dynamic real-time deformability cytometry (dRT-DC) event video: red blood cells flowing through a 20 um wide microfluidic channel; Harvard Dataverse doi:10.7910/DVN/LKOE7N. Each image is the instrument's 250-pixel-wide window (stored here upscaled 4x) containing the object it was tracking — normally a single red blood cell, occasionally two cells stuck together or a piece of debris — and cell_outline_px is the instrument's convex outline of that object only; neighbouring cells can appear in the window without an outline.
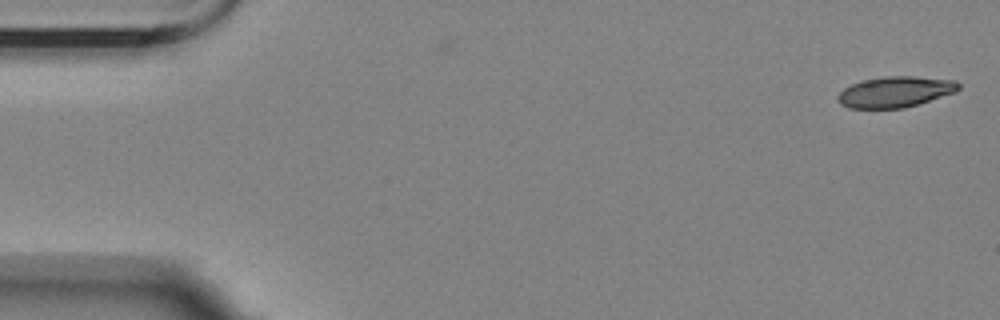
{"species": "Egyptian fruit bat (a non-hibernating species)", "species_latin": "Rousettus aegyptiacus", "temperature_condition": "room temperature", "stored_images_in_passage": 2, "camera_frame_rate_fps": 3000, "um_per_image_px": 0.085, "animal": {"sex": "female"}, "frame": {"image": 1, "passage_image": 1, "time_ms": 0.0, "image_size_px": [1000, 320], "cell_outline_px": [[960, 88], [956, 92], [904, 108], [848, 108], [840, 104], [836, 100], [836, 96], [844, 88], [852, 84], [864, 80], [884, 76], [912, 76], [956, 80], [960, 84]], "centroid_in_image_um": [76.09, 7.81], "position_along_channel_um": 8.9, "area_um2": 21.73}}